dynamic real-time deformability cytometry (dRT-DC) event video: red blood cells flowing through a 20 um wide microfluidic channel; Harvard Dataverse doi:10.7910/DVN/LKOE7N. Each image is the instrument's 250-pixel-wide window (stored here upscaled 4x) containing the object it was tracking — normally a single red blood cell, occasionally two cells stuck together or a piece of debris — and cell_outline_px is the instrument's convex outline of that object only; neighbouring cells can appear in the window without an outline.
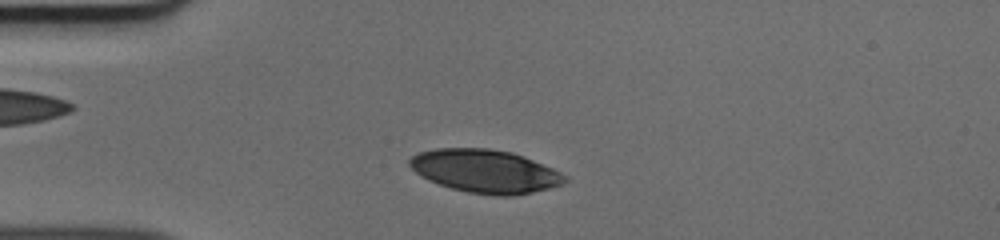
{"species": "human", "species_latin": "Homo sapiens", "temperature_condition": "cold", "stored_images_in_passage": 35, "camera_frame_rate_fps": 3000, "um_per_image_px": 0.085, "donor": {"sex": "male"}, "frame": {"image": 1, "passage_image": 6, "time_ms": 1.667, "image_size_px": [1000, 240], "cell_outline_px": [[568, 180], [560, 184], [548, 188], [532, 192], [512, 196], [500, 196], [468, 192], [452, 188], [428, 180], [416, 172], [408, 164], [408, 160], [416, 152], [436, 148], [488, 148], [512, 152], [524, 156], [552, 168], [568, 176]], "centroid_in_image_um": [41.23, 14.54], "position_along_channel_um": 43.8, "area_um2": 39.02}}
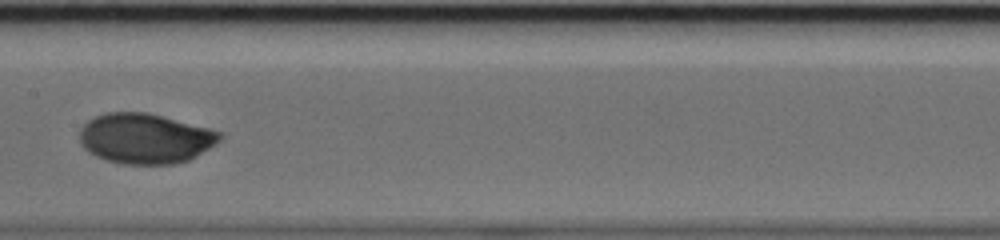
{"frame": {"image": 2, "passage_image": 19, "time_ms": 6.0, "image_size_px": [1000, 240], "cell_outline_px": [[224, 136], [216, 144], [196, 156], [188, 160], [172, 164], [120, 164], [96, 156], [88, 152], [80, 144], [80, 128], [88, 120], [104, 112], [148, 112], [224, 132]], "centroid_in_image_um": [12.35, 11.76], "position_along_channel_um": 195.1, "area_um2": 41.27}}
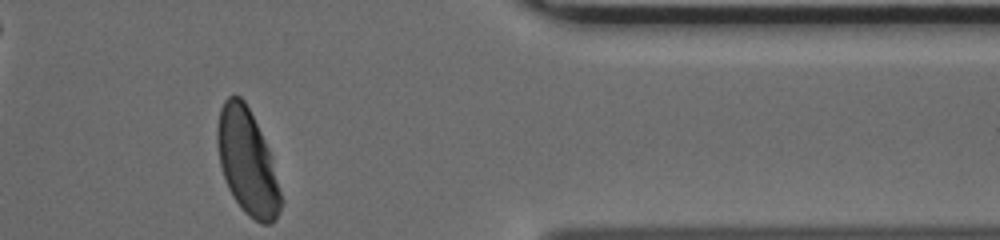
{"frame": {"image": 3, "passage_image": 35, "time_ms": 11.333, "image_size_px": [1000, 240], "cell_outline_px": [[280, 212], [276, 220], [272, 224], [260, 224], [248, 216], [244, 212], [232, 196], [228, 188], [220, 164], [216, 144], [216, 132], [220, 108], [224, 100], [228, 96], [240, 96], [244, 100], [272, 156], [280, 192]], "centroid_in_image_um": [21.0, 13.8], "position_along_channel_um": 390.4, "area_um2": 38.78}}